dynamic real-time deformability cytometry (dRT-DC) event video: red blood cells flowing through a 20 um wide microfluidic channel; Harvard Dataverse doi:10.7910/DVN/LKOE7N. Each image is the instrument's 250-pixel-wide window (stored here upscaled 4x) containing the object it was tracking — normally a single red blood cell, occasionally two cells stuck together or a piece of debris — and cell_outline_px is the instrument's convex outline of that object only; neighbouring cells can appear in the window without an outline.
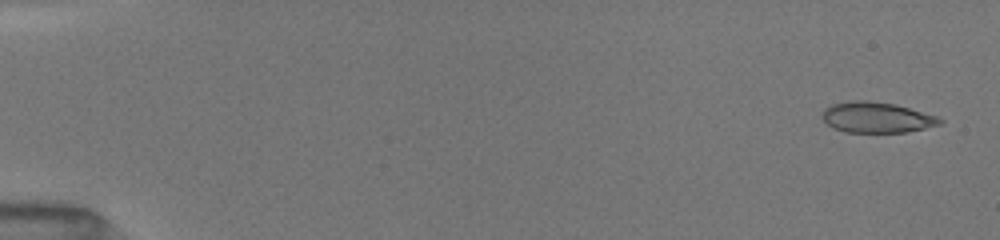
{"species": "common noctule bat (a hibernating species)", "species_latin": "Nyctalus noctula", "temperature_condition": "room temperature", "stored_images_in_passage": 39, "camera_frame_rate_fps": 3000, "um_per_image_px": 0.085, "animal": {"sex": "female", "body_mass_g": 19.5, "forearm_length_mm": 54.1}, "frame": {"image": 1, "passage_image": 2, "time_ms": 0.333, "image_size_px": [1000, 240], "cell_outline_px": [[944, 120], [940, 124], [908, 132], [844, 132], [832, 128], [820, 116], [824, 108], [832, 104], [852, 100], [868, 100], [896, 104], [936, 116]], "centroid_in_image_um": [74.47, 9.97], "position_along_channel_um": 10.5, "area_um2": 21.1}}
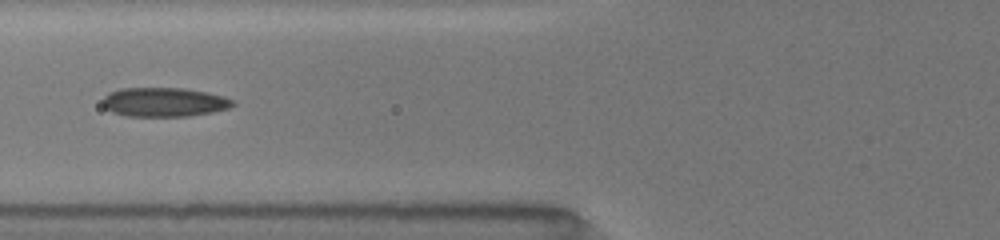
{"frame": {"image": 2, "passage_image": 17, "time_ms": 6.667, "image_size_px": [1000, 240], "cell_outline_px": [[236, 104], [228, 108], [212, 112], [188, 116], [124, 116], [112, 112], [104, 108], [104, 96], [108, 92], [120, 88], [184, 88], [208, 92], [224, 96], [236, 100]], "centroid_in_image_um": [13.97, 8.67], "position_along_channel_um": 111.8, "area_um2": 22.31}}
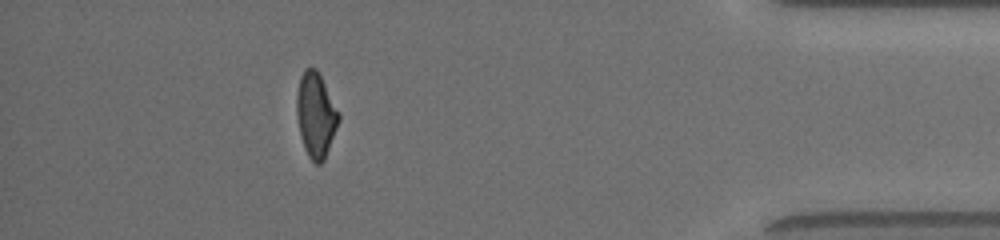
{"frame": {"image": 3, "passage_image": 34, "time_ms": 15.0, "image_size_px": [1000, 240], "cell_outline_px": [[340, 120], [324, 160], [320, 164], [316, 164], [308, 156], [304, 148], [300, 136], [296, 116], [296, 96], [300, 76], [304, 68], [316, 68], [340, 112]], "centroid_in_image_um": [26.84, 9.77], "position_along_channel_um": 408.4, "area_um2": 20.92}, "authors_computed_cell_mechanics": {"area_um2": 21.2126, "velocity_mm_per_s": 4.0675, "shape_relaxation_time_tau1_ms": 6.3879, "shape_relaxation_time_tau2_ms": 1.3519, "deformation_change_tau1": 0.1722, "deformation_change_tau2": 0.086}}